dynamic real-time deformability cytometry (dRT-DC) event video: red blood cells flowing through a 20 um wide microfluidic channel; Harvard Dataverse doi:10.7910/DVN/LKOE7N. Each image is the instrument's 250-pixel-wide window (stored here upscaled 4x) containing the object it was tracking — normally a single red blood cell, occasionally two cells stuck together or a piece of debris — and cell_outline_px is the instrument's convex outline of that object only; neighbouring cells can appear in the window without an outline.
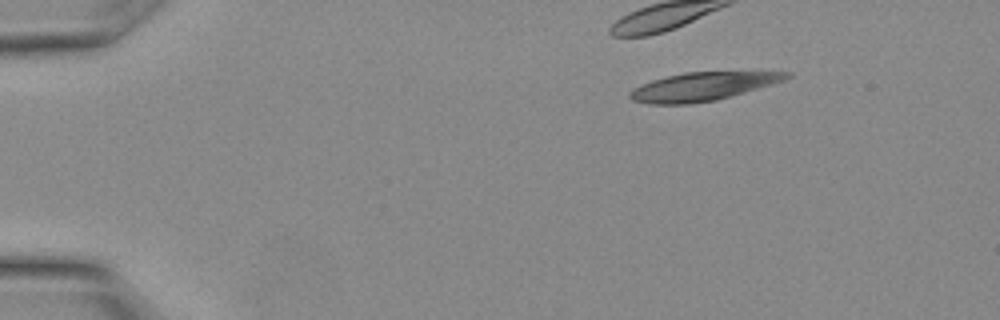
{"species": "Egyptian fruit bat (a non-hibernating species)", "species_latin": "Rousettus aegyptiacus", "temperature_condition": "warm", "stored_images_in_passage": 15, "camera_frame_rate_fps": 3000, "um_per_image_px": 0.085, "animal": {"sex": "female"}, "frame": {"image": 1, "passage_image": 1, "time_ms": 0.0, "image_size_px": [1000, 320], "cell_outline_px": [[792, 76], [784, 80], [772, 84], [716, 100], [688, 104], [648, 104], [632, 100], [628, 96], [628, 92], [632, 88], [640, 84], [652, 80], [684, 72], [792, 72]], "centroid_in_image_um": [59.66, 7.36], "position_along_channel_um": 25.3, "area_um2": 25.72}}